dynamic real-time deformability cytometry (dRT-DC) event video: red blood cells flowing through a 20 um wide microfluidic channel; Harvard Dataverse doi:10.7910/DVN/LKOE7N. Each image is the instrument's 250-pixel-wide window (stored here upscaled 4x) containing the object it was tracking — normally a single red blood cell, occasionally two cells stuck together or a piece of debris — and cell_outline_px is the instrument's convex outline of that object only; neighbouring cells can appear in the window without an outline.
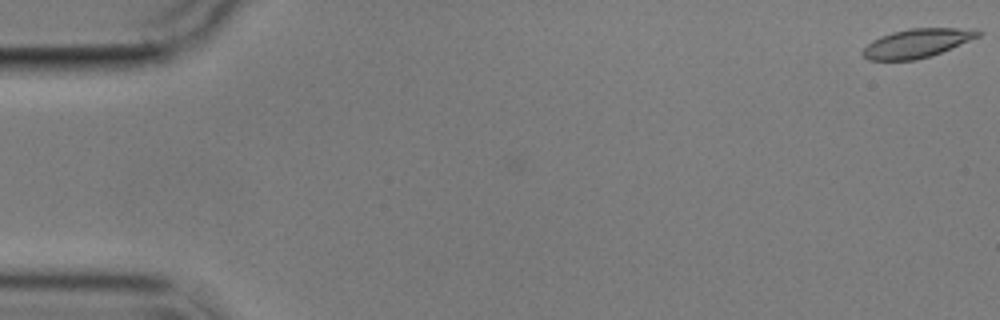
{"species": "common noctule bat (a hibernating species)", "species_latin": "Nyctalus noctula", "temperature_condition": "cold", "stored_images_in_passage": 5, "camera_frame_rate_fps": 3000, "um_per_image_px": 0.085, "animal": {"sex": "male", "body_mass_g": 17.9}, "frame": {"image": 1, "passage_image": 1, "time_ms": 0.0, "image_size_px": [1000, 320], "cell_outline_px": [[984, 32], [980, 36], [940, 52], [916, 60], [868, 60], [860, 52], [872, 40], [880, 36], [892, 32], [908, 28], [956, 28]], "centroid_in_image_um": [77.88, 3.67], "position_along_channel_um": 7.1, "area_um2": 19.07}}